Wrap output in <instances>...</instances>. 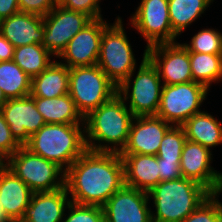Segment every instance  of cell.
Listing matches in <instances>:
<instances>
[{"label":"cell","instance_id":"6da1fadb","mask_svg":"<svg viewBox=\"0 0 222 222\" xmlns=\"http://www.w3.org/2000/svg\"><path fill=\"white\" fill-rule=\"evenodd\" d=\"M122 157L115 152L86 150L65 171V186L71 202L103 206L124 186Z\"/></svg>","mask_w":222,"mask_h":222},{"label":"cell","instance_id":"7a4b0ae2","mask_svg":"<svg viewBox=\"0 0 222 222\" xmlns=\"http://www.w3.org/2000/svg\"><path fill=\"white\" fill-rule=\"evenodd\" d=\"M127 106L117 93L84 117L87 150L115 153L123 150L135 117Z\"/></svg>","mask_w":222,"mask_h":222},{"label":"cell","instance_id":"3957f363","mask_svg":"<svg viewBox=\"0 0 222 222\" xmlns=\"http://www.w3.org/2000/svg\"><path fill=\"white\" fill-rule=\"evenodd\" d=\"M148 195L156 209L151 212L152 222H182L211 193L199 183L181 177L159 182Z\"/></svg>","mask_w":222,"mask_h":222},{"label":"cell","instance_id":"277c9868","mask_svg":"<svg viewBox=\"0 0 222 222\" xmlns=\"http://www.w3.org/2000/svg\"><path fill=\"white\" fill-rule=\"evenodd\" d=\"M84 124H45L25 145L66 171L86 150Z\"/></svg>","mask_w":222,"mask_h":222},{"label":"cell","instance_id":"5b68a950","mask_svg":"<svg viewBox=\"0 0 222 222\" xmlns=\"http://www.w3.org/2000/svg\"><path fill=\"white\" fill-rule=\"evenodd\" d=\"M135 73L134 71L117 88L118 94L125 102H129L127 107L135 117L156 115L160 105L163 84H161L158 70L147 58V48L144 50L143 59L136 76L133 75ZM132 76L135 78L133 79Z\"/></svg>","mask_w":222,"mask_h":222},{"label":"cell","instance_id":"8992f818","mask_svg":"<svg viewBox=\"0 0 222 222\" xmlns=\"http://www.w3.org/2000/svg\"><path fill=\"white\" fill-rule=\"evenodd\" d=\"M121 19L118 16L112 25L108 24L104 28L97 62V65L117 87L136 71L137 66Z\"/></svg>","mask_w":222,"mask_h":222},{"label":"cell","instance_id":"52a82bcc","mask_svg":"<svg viewBox=\"0 0 222 222\" xmlns=\"http://www.w3.org/2000/svg\"><path fill=\"white\" fill-rule=\"evenodd\" d=\"M117 88L98 65L69 68V95L83 117L110 100Z\"/></svg>","mask_w":222,"mask_h":222},{"label":"cell","instance_id":"ba28073f","mask_svg":"<svg viewBox=\"0 0 222 222\" xmlns=\"http://www.w3.org/2000/svg\"><path fill=\"white\" fill-rule=\"evenodd\" d=\"M4 165L18 176L33 193L50 192L65 186V171L56 163L21 146Z\"/></svg>","mask_w":222,"mask_h":222},{"label":"cell","instance_id":"9c48e42d","mask_svg":"<svg viewBox=\"0 0 222 222\" xmlns=\"http://www.w3.org/2000/svg\"><path fill=\"white\" fill-rule=\"evenodd\" d=\"M208 91L205 85L195 81L163 85L156 116L172 126H182L190 117L202 111L200 106Z\"/></svg>","mask_w":222,"mask_h":222},{"label":"cell","instance_id":"30bf717a","mask_svg":"<svg viewBox=\"0 0 222 222\" xmlns=\"http://www.w3.org/2000/svg\"><path fill=\"white\" fill-rule=\"evenodd\" d=\"M130 21L147 41L146 48L160 43H175L178 37L171 27L168 0H141Z\"/></svg>","mask_w":222,"mask_h":222},{"label":"cell","instance_id":"8fae6325","mask_svg":"<svg viewBox=\"0 0 222 222\" xmlns=\"http://www.w3.org/2000/svg\"><path fill=\"white\" fill-rule=\"evenodd\" d=\"M92 20L83 12L71 11L57 4L43 17L45 33L42 45L58 58L69 41Z\"/></svg>","mask_w":222,"mask_h":222},{"label":"cell","instance_id":"7c38bea8","mask_svg":"<svg viewBox=\"0 0 222 222\" xmlns=\"http://www.w3.org/2000/svg\"><path fill=\"white\" fill-rule=\"evenodd\" d=\"M147 58L158 70L163 85L193 81L189 51L181 43L152 45L147 48Z\"/></svg>","mask_w":222,"mask_h":222},{"label":"cell","instance_id":"4fadbf2b","mask_svg":"<svg viewBox=\"0 0 222 222\" xmlns=\"http://www.w3.org/2000/svg\"><path fill=\"white\" fill-rule=\"evenodd\" d=\"M108 24L103 18L93 19L69 41L58 57L65 63H60L68 68L97 65L103 30Z\"/></svg>","mask_w":222,"mask_h":222},{"label":"cell","instance_id":"5bb4252c","mask_svg":"<svg viewBox=\"0 0 222 222\" xmlns=\"http://www.w3.org/2000/svg\"><path fill=\"white\" fill-rule=\"evenodd\" d=\"M149 195L123 186L102 206L105 222H152Z\"/></svg>","mask_w":222,"mask_h":222},{"label":"cell","instance_id":"9a60e30c","mask_svg":"<svg viewBox=\"0 0 222 222\" xmlns=\"http://www.w3.org/2000/svg\"><path fill=\"white\" fill-rule=\"evenodd\" d=\"M0 112L9 125L11 135L20 146H25L30 137L46 124L30 95L8 99Z\"/></svg>","mask_w":222,"mask_h":222},{"label":"cell","instance_id":"2e32d148","mask_svg":"<svg viewBox=\"0 0 222 222\" xmlns=\"http://www.w3.org/2000/svg\"><path fill=\"white\" fill-rule=\"evenodd\" d=\"M211 149L186 140L180 159L182 177L193 180L214 194L222 183V173L211 167Z\"/></svg>","mask_w":222,"mask_h":222},{"label":"cell","instance_id":"e0dca14e","mask_svg":"<svg viewBox=\"0 0 222 222\" xmlns=\"http://www.w3.org/2000/svg\"><path fill=\"white\" fill-rule=\"evenodd\" d=\"M171 127L156 115L134 117L127 143L119 154L157 155L161 141Z\"/></svg>","mask_w":222,"mask_h":222},{"label":"cell","instance_id":"ac0fdd59","mask_svg":"<svg viewBox=\"0 0 222 222\" xmlns=\"http://www.w3.org/2000/svg\"><path fill=\"white\" fill-rule=\"evenodd\" d=\"M33 192L4 164L0 167V206L10 222H20Z\"/></svg>","mask_w":222,"mask_h":222},{"label":"cell","instance_id":"d6986e66","mask_svg":"<svg viewBox=\"0 0 222 222\" xmlns=\"http://www.w3.org/2000/svg\"><path fill=\"white\" fill-rule=\"evenodd\" d=\"M66 186L50 192L33 193L20 222H62L71 203Z\"/></svg>","mask_w":222,"mask_h":222},{"label":"cell","instance_id":"ffe728a7","mask_svg":"<svg viewBox=\"0 0 222 222\" xmlns=\"http://www.w3.org/2000/svg\"><path fill=\"white\" fill-rule=\"evenodd\" d=\"M45 28L43 17L19 12L0 21V34L15 48L29 44H42Z\"/></svg>","mask_w":222,"mask_h":222},{"label":"cell","instance_id":"44dd1931","mask_svg":"<svg viewBox=\"0 0 222 222\" xmlns=\"http://www.w3.org/2000/svg\"><path fill=\"white\" fill-rule=\"evenodd\" d=\"M124 165V184L127 187L149 192L160 182L156 155L120 154Z\"/></svg>","mask_w":222,"mask_h":222},{"label":"cell","instance_id":"7402d4cb","mask_svg":"<svg viewBox=\"0 0 222 222\" xmlns=\"http://www.w3.org/2000/svg\"><path fill=\"white\" fill-rule=\"evenodd\" d=\"M69 93V68L53 61L43 72L31 78V97L56 98Z\"/></svg>","mask_w":222,"mask_h":222},{"label":"cell","instance_id":"603a6c76","mask_svg":"<svg viewBox=\"0 0 222 222\" xmlns=\"http://www.w3.org/2000/svg\"><path fill=\"white\" fill-rule=\"evenodd\" d=\"M32 98L46 124H84V117L77 110L69 93L52 99Z\"/></svg>","mask_w":222,"mask_h":222},{"label":"cell","instance_id":"cb8c5ba5","mask_svg":"<svg viewBox=\"0 0 222 222\" xmlns=\"http://www.w3.org/2000/svg\"><path fill=\"white\" fill-rule=\"evenodd\" d=\"M211 114L201 111L190 117L182 127L187 140L199 143L207 148L222 144V123Z\"/></svg>","mask_w":222,"mask_h":222},{"label":"cell","instance_id":"d4e9b609","mask_svg":"<svg viewBox=\"0 0 222 222\" xmlns=\"http://www.w3.org/2000/svg\"><path fill=\"white\" fill-rule=\"evenodd\" d=\"M214 0H168L170 23L179 36L195 22ZM189 25V26H188Z\"/></svg>","mask_w":222,"mask_h":222},{"label":"cell","instance_id":"484cf974","mask_svg":"<svg viewBox=\"0 0 222 222\" xmlns=\"http://www.w3.org/2000/svg\"><path fill=\"white\" fill-rule=\"evenodd\" d=\"M0 88L7 99L30 95L31 77L13 60L0 61Z\"/></svg>","mask_w":222,"mask_h":222},{"label":"cell","instance_id":"4316f807","mask_svg":"<svg viewBox=\"0 0 222 222\" xmlns=\"http://www.w3.org/2000/svg\"><path fill=\"white\" fill-rule=\"evenodd\" d=\"M52 56L42 44H29L15 48L13 61L33 78L54 61H51Z\"/></svg>","mask_w":222,"mask_h":222},{"label":"cell","instance_id":"83f0119b","mask_svg":"<svg viewBox=\"0 0 222 222\" xmlns=\"http://www.w3.org/2000/svg\"><path fill=\"white\" fill-rule=\"evenodd\" d=\"M189 58L193 81L208 89L212 82L222 81V55L189 52Z\"/></svg>","mask_w":222,"mask_h":222},{"label":"cell","instance_id":"f1b7e54d","mask_svg":"<svg viewBox=\"0 0 222 222\" xmlns=\"http://www.w3.org/2000/svg\"><path fill=\"white\" fill-rule=\"evenodd\" d=\"M189 52L222 55V34L215 29H201L190 41L182 43Z\"/></svg>","mask_w":222,"mask_h":222},{"label":"cell","instance_id":"f546056e","mask_svg":"<svg viewBox=\"0 0 222 222\" xmlns=\"http://www.w3.org/2000/svg\"><path fill=\"white\" fill-rule=\"evenodd\" d=\"M185 130L182 126H172L161 141L157 158L165 160H180L183 146L186 142Z\"/></svg>","mask_w":222,"mask_h":222},{"label":"cell","instance_id":"4dcf8cb0","mask_svg":"<svg viewBox=\"0 0 222 222\" xmlns=\"http://www.w3.org/2000/svg\"><path fill=\"white\" fill-rule=\"evenodd\" d=\"M182 222H222V204L211 194Z\"/></svg>","mask_w":222,"mask_h":222},{"label":"cell","instance_id":"1f68e13d","mask_svg":"<svg viewBox=\"0 0 222 222\" xmlns=\"http://www.w3.org/2000/svg\"><path fill=\"white\" fill-rule=\"evenodd\" d=\"M68 209L69 214L62 222H105L102 206L80 205L71 202Z\"/></svg>","mask_w":222,"mask_h":222},{"label":"cell","instance_id":"d6a6232c","mask_svg":"<svg viewBox=\"0 0 222 222\" xmlns=\"http://www.w3.org/2000/svg\"><path fill=\"white\" fill-rule=\"evenodd\" d=\"M101 0H59L58 5L71 10L83 12L90 16L92 19L103 18L100 8Z\"/></svg>","mask_w":222,"mask_h":222},{"label":"cell","instance_id":"836d02e7","mask_svg":"<svg viewBox=\"0 0 222 222\" xmlns=\"http://www.w3.org/2000/svg\"><path fill=\"white\" fill-rule=\"evenodd\" d=\"M21 146L16 142L10 132L9 125L0 112V159L5 162Z\"/></svg>","mask_w":222,"mask_h":222},{"label":"cell","instance_id":"e575fe53","mask_svg":"<svg viewBox=\"0 0 222 222\" xmlns=\"http://www.w3.org/2000/svg\"><path fill=\"white\" fill-rule=\"evenodd\" d=\"M57 4V0H18L20 12L42 17L47 15Z\"/></svg>","mask_w":222,"mask_h":222},{"label":"cell","instance_id":"d590c367","mask_svg":"<svg viewBox=\"0 0 222 222\" xmlns=\"http://www.w3.org/2000/svg\"><path fill=\"white\" fill-rule=\"evenodd\" d=\"M160 182L176 180L182 177L180 160L158 158Z\"/></svg>","mask_w":222,"mask_h":222},{"label":"cell","instance_id":"8d00e7d4","mask_svg":"<svg viewBox=\"0 0 222 222\" xmlns=\"http://www.w3.org/2000/svg\"><path fill=\"white\" fill-rule=\"evenodd\" d=\"M19 12L18 0H0V21Z\"/></svg>","mask_w":222,"mask_h":222},{"label":"cell","instance_id":"74e56055","mask_svg":"<svg viewBox=\"0 0 222 222\" xmlns=\"http://www.w3.org/2000/svg\"><path fill=\"white\" fill-rule=\"evenodd\" d=\"M15 47L0 34V61L13 60Z\"/></svg>","mask_w":222,"mask_h":222},{"label":"cell","instance_id":"f35d334b","mask_svg":"<svg viewBox=\"0 0 222 222\" xmlns=\"http://www.w3.org/2000/svg\"><path fill=\"white\" fill-rule=\"evenodd\" d=\"M6 96L3 94L2 89L0 88V109L7 102Z\"/></svg>","mask_w":222,"mask_h":222},{"label":"cell","instance_id":"ab89813d","mask_svg":"<svg viewBox=\"0 0 222 222\" xmlns=\"http://www.w3.org/2000/svg\"><path fill=\"white\" fill-rule=\"evenodd\" d=\"M0 222H10V221L6 218L5 214L3 213V210H2V208H1V206H0Z\"/></svg>","mask_w":222,"mask_h":222},{"label":"cell","instance_id":"60d3db41","mask_svg":"<svg viewBox=\"0 0 222 222\" xmlns=\"http://www.w3.org/2000/svg\"><path fill=\"white\" fill-rule=\"evenodd\" d=\"M222 192V183L218 186L217 190L215 191V195L219 198L218 195H220V193Z\"/></svg>","mask_w":222,"mask_h":222},{"label":"cell","instance_id":"b9f144b4","mask_svg":"<svg viewBox=\"0 0 222 222\" xmlns=\"http://www.w3.org/2000/svg\"><path fill=\"white\" fill-rule=\"evenodd\" d=\"M4 164V162L0 159V167Z\"/></svg>","mask_w":222,"mask_h":222}]
</instances>
